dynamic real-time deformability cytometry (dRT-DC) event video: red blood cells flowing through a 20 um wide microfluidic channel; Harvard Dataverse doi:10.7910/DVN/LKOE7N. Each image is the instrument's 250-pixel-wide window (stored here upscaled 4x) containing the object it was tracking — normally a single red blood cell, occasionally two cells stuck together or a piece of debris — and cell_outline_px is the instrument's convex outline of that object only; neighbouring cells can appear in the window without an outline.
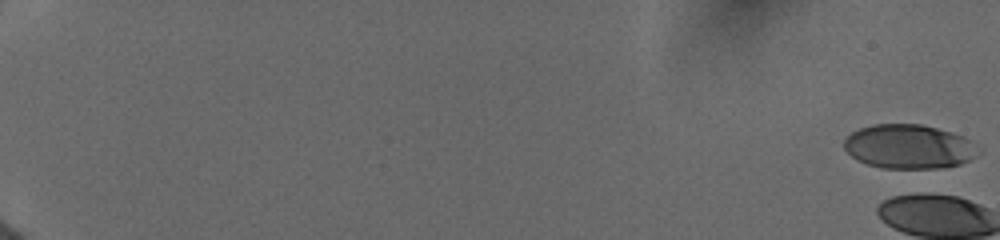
{"species": "human", "species_latin": "Homo sapiens", "temperature_condition": "cold", "stored_images_in_passage": 15, "camera_frame_rate_fps": 3000, "um_per_image_px": 0.085, "donor": {"sex": "female"}, "frame": {"image": 1, "passage_image": 1, "time_ms": 0.0, "image_size_px": [1000, 240], "cell_outline_px": [[980, 152], [968, 160], [960, 164], [940, 168], [880, 168], [856, 160], [844, 148], [844, 140], [852, 132], [860, 128], [872, 124], [920, 124], [936, 128], [964, 136]], "centroid_in_image_um": [77.21, 12.46], "position_along_channel_um": 7.8, "area_um2": 34.28}}